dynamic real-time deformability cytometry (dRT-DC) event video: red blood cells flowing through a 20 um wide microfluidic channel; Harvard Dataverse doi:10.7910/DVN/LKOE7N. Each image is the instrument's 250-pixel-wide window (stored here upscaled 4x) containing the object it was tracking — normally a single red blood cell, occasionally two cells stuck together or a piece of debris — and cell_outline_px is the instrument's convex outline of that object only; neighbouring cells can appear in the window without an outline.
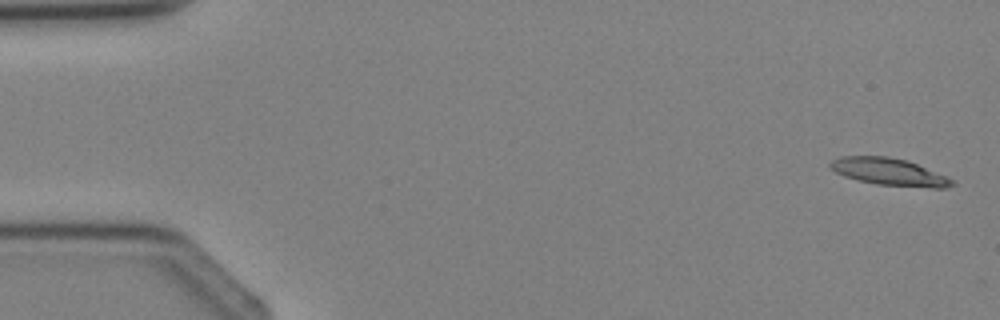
{"species": "Egyptian fruit bat (a non-hibernating species)", "species_latin": "Rousettus aegyptiacus", "temperature_condition": "cold", "stored_images_in_passage": 3, "camera_frame_rate_fps": 3000, "um_per_image_px": 0.085, "animal": {"sex": "female"}, "frame": {"image": 1, "passage_image": 1, "time_ms": 0.0, "image_size_px": [1000, 320], "cell_outline_px": [[956, 184], [944, 188], [932, 188], [876, 184], [844, 176], [836, 172], [828, 164], [832, 160], [840, 156], [888, 156], [908, 160], [956, 180]], "centroid_in_image_um": [75.63, 14.6], "position_along_channel_um": 9.4, "area_um2": 19.36}}
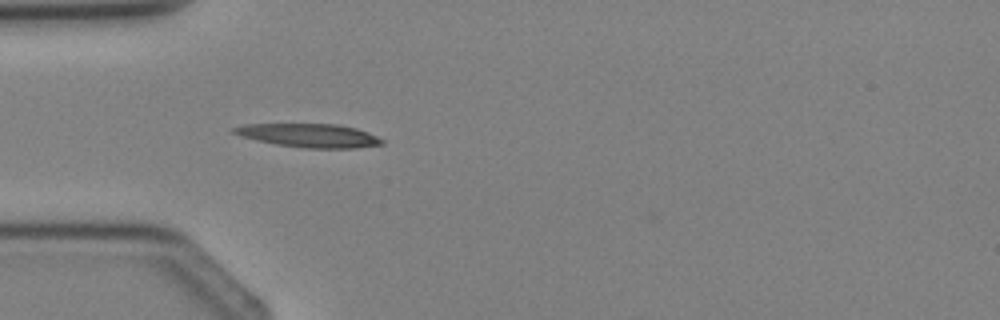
{"frame": {"image": 2, "passage_image": 3, "time_ms": 3.333, "image_size_px": [1000, 320], "cell_outline_px": [[384, 144], [356, 148], [304, 148], [276, 144], [256, 140], [240, 136], [232, 132], [232, 128], [244, 124], [336, 124], [356, 128], [368, 132], [384, 140]], "centroid_in_image_um": [26.28, 11.51], "position_along_channel_um": 58.7, "area_um2": 20.35}}